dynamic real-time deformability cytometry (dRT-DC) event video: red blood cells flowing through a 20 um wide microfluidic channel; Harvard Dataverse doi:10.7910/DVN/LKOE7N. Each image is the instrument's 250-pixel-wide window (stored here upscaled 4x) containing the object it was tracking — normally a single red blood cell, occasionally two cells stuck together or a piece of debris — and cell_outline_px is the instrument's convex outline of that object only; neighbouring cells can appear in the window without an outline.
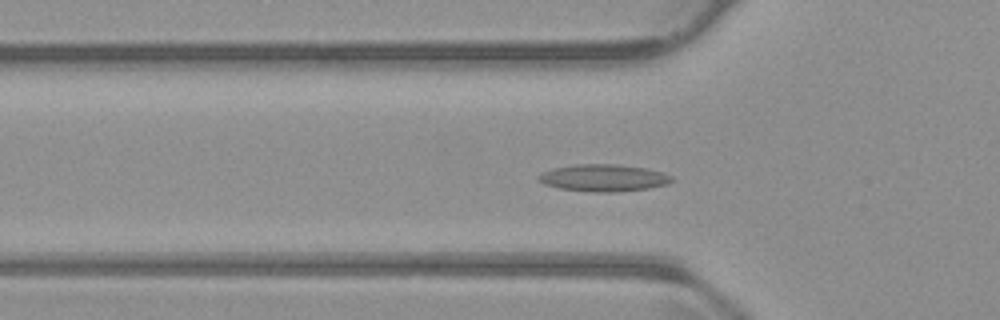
{"species": "common noctule bat (a hibernating species)", "species_latin": "Nyctalus noctula", "temperature_condition": "warm", "stored_images_in_passage": 55, "camera_frame_rate_fps": 3000, "um_per_image_px": 0.085, "animal": {"sex": "male", "body_mass_g": 23.1, "forearm_length_mm": 52.7}, "frame": {"image": 1, "passage_image": 18, "time_ms": 5.667, "image_size_px": [1000, 320], "cell_outline_px": [[672, 180], [668, 184], [648, 188], [616, 192], [592, 192], [560, 188], [544, 184], [536, 176], [540, 172], [552, 168], [572, 164], [616, 164], [648, 168], [672, 176]], "centroid_in_image_um": [51.26, 15.11], "position_along_channel_um": 74.5, "area_um2": 21.1}}
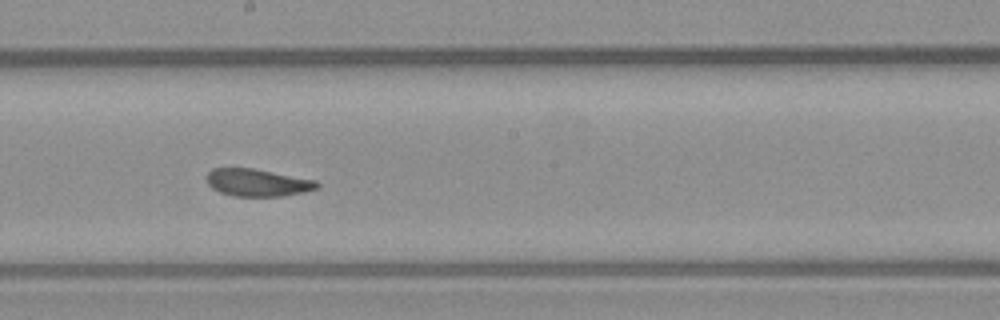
{"frame": {"image": 2, "passage_image": 30, "time_ms": 9.667, "image_size_px": [1000, 320], "cell_outline_px": [[320, 188], [304, 192], [284, 196], [232, 196], [220, 192], [212, 188], [208, 184], [204, 176], [212, 168], [252, 168], [316, 180], [320, 184]], "centroid_in_image_um": [21.88, 15.52], "position_along_channel_um": 226.3, "area_um2": 17.8}}
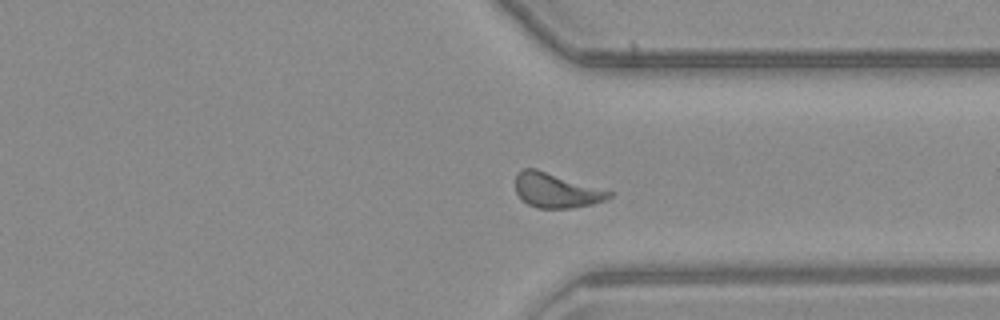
{"frame": {"image": 3, "passage_image": 41, "time_ms": 13.333, "image_size_px": [1000, 320], "cell_outline_px": [[612, 196], [604, 200], [592, 204], [572, 208], [536, 208], [528, 204], [516, 192], [516, 176], [524, 168], [536, 168], [612, 192]], "centroid_in_image_um": [47.26, 16.19], "position_along_channel_um": 364.1, "area_um2": 18.55}, "authors_computed_cell_mechanics": {"area_um2": 18.8428, "velocity_mm_per_s": 3.77, "shape_relaxation_time_tau1_ms": null, "shape_relaxation_time_tau2_ms": 2.2349, "deformation_change_tau1": null, "deformation_change_tau2": 0.0916}}